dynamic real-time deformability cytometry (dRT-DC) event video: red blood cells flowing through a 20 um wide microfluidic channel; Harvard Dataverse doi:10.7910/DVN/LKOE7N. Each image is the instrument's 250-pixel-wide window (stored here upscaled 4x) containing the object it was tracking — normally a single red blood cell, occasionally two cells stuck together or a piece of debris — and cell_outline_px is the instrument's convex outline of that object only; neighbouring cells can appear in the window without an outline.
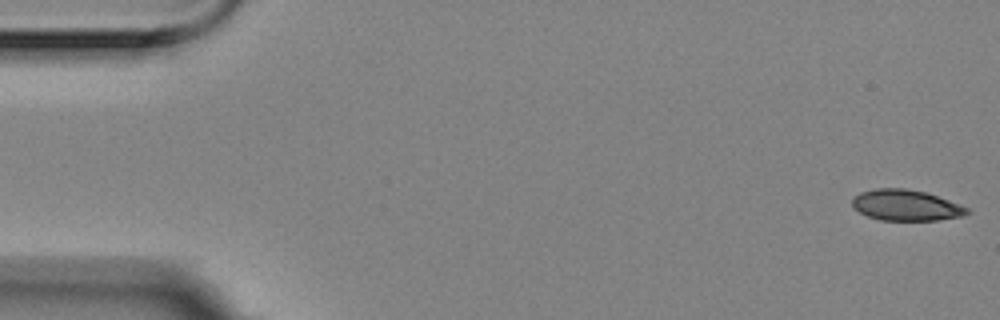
{"species": "Egyptian fruit bat (a non-hibernating species)", "species_latin": "Rousettus aegyptiacus", "temperature_condition": "room temperature", "stored_images_in_passage": 6, "segment_of_instrument_passage": [1, 2], "camera_frame_rate_fps": 3000, "um_per_image_px": 0.085, "animal": {"sex": "female"}, "frame": {"image": 1, "passage_image": 1, "time_ms": 0.0, "image_size_px": [1000, 320], "cell_outline_px": [[972, 212], [960, 216], [936, 220], [880, 220], [868, 216], [852, 208], [852, 196], [860, 192], [876, 188], [904, 188], [924, 192], [960, 204], [968, 208]], "centroid_in_image_um": [76.96, 17.44], "position_along_channel_um": 8.0, "area_um2": 20.63}}
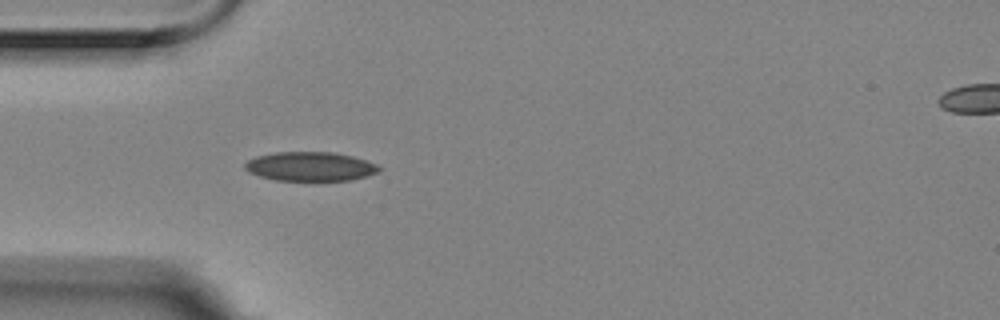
{"frame": {"image": 2, "passage_image": 5, "time_ms": 1.333, "image_size_px": [1000, 320], "cell_outline_px": [[384, 168], [380, 172], [348, 180], [276, 180], [260, 176], [248, 172], [244, 168], [244, 164], [248, 160], [256, 156], [276, 152], [332, 152], [352, 156], [376, 164]], "centroid_in_image_um": [26.36, 14.14], "position_along_channel_um": 58.6, "area_um2": 22.66}}